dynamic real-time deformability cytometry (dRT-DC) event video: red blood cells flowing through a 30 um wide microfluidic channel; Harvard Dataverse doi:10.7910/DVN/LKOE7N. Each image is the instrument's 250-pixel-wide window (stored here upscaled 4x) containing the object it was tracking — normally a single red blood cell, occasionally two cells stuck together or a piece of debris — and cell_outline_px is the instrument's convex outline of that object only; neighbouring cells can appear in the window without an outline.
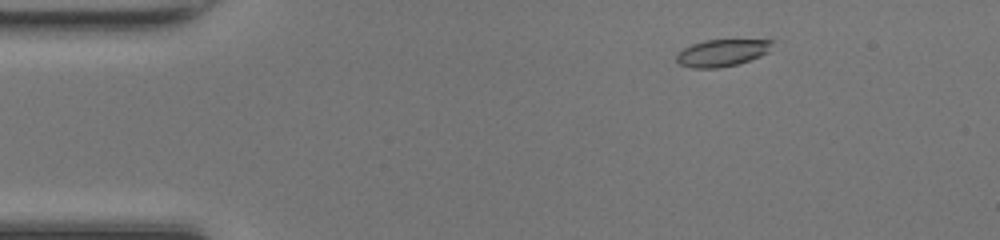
{"species": "common noctule bat (a hibernating species)", "species_latin": "Nyctalus noctula", "temperature_condition": "room temperature", "stored_images_in_passage": 47, "camera_frame_rate_fps": 3000, "um_per_image_px": 0.085, "animal": {"sex": "female", "body_mass_g": 17.0, "forearm_length_mm": 48.0}, "frame": {"image": 1, "passage_image": 5, "time_ms": 1.333, "image_size_px": [1000, 240], "cell_outline_px": [[776, 40], [768, 52], [760, 56], [736, 64], [716, 68], [692, 68], [680, 64], [676, 60], [676, 56], [684, 48], [692, 44], [704, 40]], "centroid_in_image_um": [61.38, 4.48], "position_along_channel_um": 23.6, "area_um2": 14.91}}
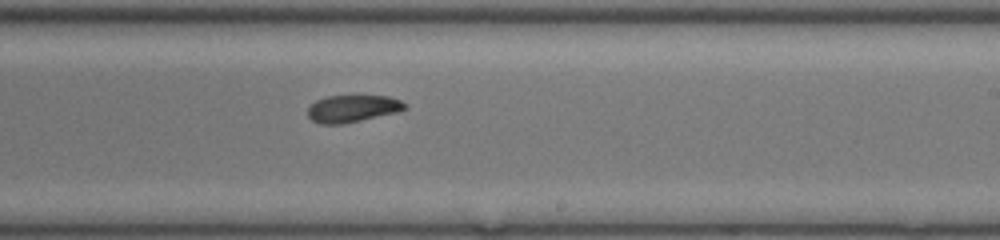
{"frame": {"image": 2, "passage_image": 27, "time_ms": 8.667, "image_size_px": [1000, 240], "cell_outline_px": [[408, 108], [396, 112], [360, 120], [340, 124], [320, 124], [312, 120], [308, 116], [308, 108], [316, 100], [328, 96], [388, 96], [400, 100], [408, 104]], "centroid_in_image_um": [29.97, 9.22], "position_along_channel_um": 259.0, "area_um2": 15.2}}
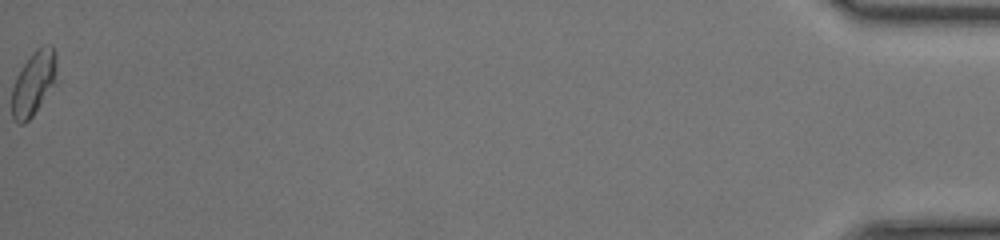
{"frame": {"image": 3, "passage_image": 47, "time_ms": 15.333, "image_size_px": [1000, 240], "cell_outline_px": [[56, 84], [32, 116], [24, 124], [20, 124], [12, 116], [12, 88], [16, 76], [20, 68], [28, 56], [36, 48], [44, 44], [52, 44], [56, 52]], "centroid_in_image_um": [2.88, 7.01], "position_along_channel_um": 432.3, "area_um2": 17.17}, "authors_computed_cell_mechanics": {"area_um2": 16.184, "velocity_mm_per_s": 4.2574, "shape_relaxation_time_tau1_ms": null, "shape_relaxation_time_tau2_ms": 3.1056, "deformation_change_tau1": null, "deformation_change_tau2": 0.0851}}